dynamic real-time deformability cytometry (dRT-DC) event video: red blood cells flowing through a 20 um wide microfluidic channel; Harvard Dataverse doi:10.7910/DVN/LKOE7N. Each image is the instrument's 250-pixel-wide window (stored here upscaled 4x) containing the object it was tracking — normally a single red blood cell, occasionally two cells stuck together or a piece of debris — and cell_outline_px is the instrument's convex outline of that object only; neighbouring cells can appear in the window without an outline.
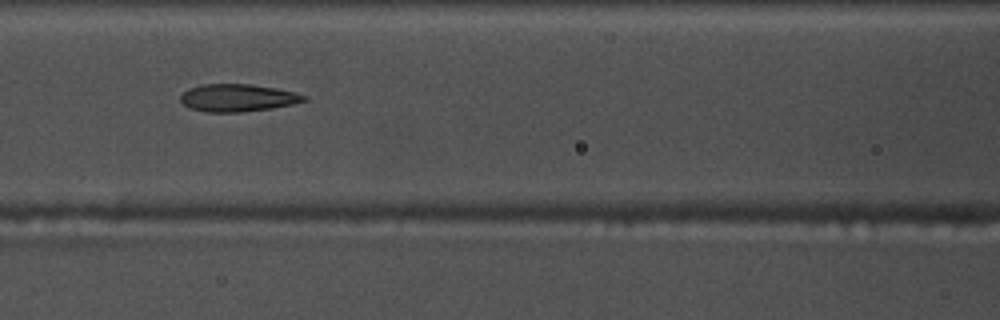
{"species": "common noctule bat (a hibernating species)", "species_latin": "Nyctalus noctula", "temperature_condition": "warm", "stored_images_in_passage": 34, "camera_frame_rate_fps": 3000, "um_per_image_px": 0.085, "animal": {"sex": "male", "body_mass_g": 17.5, "forearm_length_mm": 52.3}, "frame": {"image": 1, "passage_image": 29, "time_ms": 9.333, "image_size_px": [1000, 320], "cell_outline_px": [[308, 100], [292, 104], [272, 108], [240, 112], [208, 112], [188, 108], [180, 100], [180, 96], [188, 88], [200, 84], [252, 84], [296, 92], [304, 96]], "centroid_in_image_um": [20.17, 8.31], "position_along_channel_um": 146.4, "area_um2": 19.77}}